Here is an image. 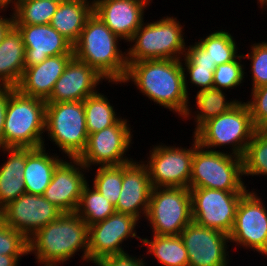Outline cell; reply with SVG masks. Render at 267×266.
I'll list each match as a JSON object with an SVG mask.
<instances>
[{"label": "cell", "instance_id": "obj_47", "mask_svg": "<svg viewBox=\"0 0 267 266\" xmlns=\"http://www.w3.org/2000/svg\"><path fill=\"white\" fill-rule=\"evenodd\" d=\"M257 130L264 135L265 137H267V120L265 122H263L258 128Z\"/></svg>", "mask_w": 267, "mask_h": 266}, {"label": "cell", "instance_id": "obj_17", "mask_svg": "<svg viewBox=\"0 0 267 266\" xmlns=\"http://www.w3.org/2000/svg\"><path fill=\"white\" fill-rule=\"evenodd\" d=\"M6 225L29 239L63 212L43 195L22 194L4 207Z\"/></svg>", "mask_w": 267, "mask_h": 266}, {"label": "cell", "instance_id": "obj_8", "mask_svg": "<svg viewBox=\"0 0 267 266\" xmlns=\"http://www.w3.org/2000/svg\"><path fill=\"white\" fill-rule=\"evenodd\" d=\"M45 132L65 158H79L88 142L84 102L47 103Z\"/></svg>", "mask_w": 267, "mask_h": 266}, {"label": "cell", "instance_id": "obj_20", "mask_svg": "<svg viewBox=\"0 0 267 266\" xmlns=\"http://www.w3.org/2000/svg\"><path fill=\"white\" fill-rule=\"evenodd\" d=\"M106 79L88 64L73 57L61 77L55 82L47 103L84 101L99 91ZM98 88V89H97Z\"/></svg>", "mask_w": 267, "mask_h": 266}, {"label": "cell", "instance_id": "obj_4", "mask_svg": "<svg viewBox=\"0 0 267 266\" xmlns=\"http://www.w3.org/2000/svg\"><path fill=\"white\" fill-rule=\"evenodd\" d=\"M45 100L23 95L9 86L3 148H40L45 145Z\"/></svg>", "mask_w": 267, "mask_h": 266}, {"label": "cell", "instance_id": "obj_2", "mask_svg": "<svg viewBox=\"0 0 267 266\" xmlns=\"http://www.w3.org/2000/svg\"><path fill=\"white\" fill-rule=\"evenodd\" d=\"M89 226L76 212H63L28 239V254L41 266H61L74 255L88 263Z\"/></svg>", "mask_w": 267, "mask_h": 266}, {"label": "cell", "instance_id": "obj_40", "mask_svg": "<svg viewBox=\"0 0 267 266\" xmlns=\"http://www.w3.org/2000/svg\"><path fill=\"white\" fill-rule=\"evenodd\" d=\"M182 66H199L204 68H216L208 53L196 42L187 45L185 55L180 59Z\"/></svg>", "mask_w": 267, "mask_h": 266}, {"label": "cell", "instance_id": "obj_22", "mask_svg": "<svg viewBox=\"0 0 267 266\" xmlns=\"http://www.w3.org/2000/svg\"><path fill=\"white\" fill-rule=\"evenodd\" d=\"M73 57L74 54L50 56L40 64L25 68L15 88L23 95L46 101L53 91L55 82Z\"/></svg>", "mask_w": 267, "mask_h": 266}, {"label": "cell", "instance_id": "obj_7", "mask_svg": "<svg viewBox=\"0 0 267 266\" xmlns=\"http://www.w3.org/2000/svg\"><path fill=\"white\" fill-rule=\"evenodd\" d=\"M243 101L240 100L228 112L203 123L192 133L198 144L213 151H218L217 147L222 149L229 146L231 151L226 152L242 158L256 130L249 108Z\"/></svg>", "mask_w": 267, "mask_h": 266}, {"label": "cell", "instance_id": "obj_45", "mask_svg": "<svg viewBox=\"0 0 267 266\" xmlns=\"http://www.w3.org/2000/svg\"><path fill=\"white\" fill-rule=\"evenodd\" d=\"M17 0H0V8H9L11 7Z\"/></svg>", "mask_w": 267, "mask_h": 266}, {"label": "cell", "instance_id": "obj_39", "mask_svg": "<svg viewBox=\"0 0 267 266\" xmlns=\"http://www.w3.org/2000/svg\"><path fill=\"white\" fill-rule=\"evenodd\" d=\"M185 78V89L188 94V83L190 86L193 85L198 87V92L202 90H206L209 88H213V74L215 68H204L199 66H182ZM188 77V80H187ZM190 81V82H188ZM200 89V90H199Z\"/></svg>", "mask_w": 267, "mask_h": 266}, {"label": "cell", "instance_id": "obj_35", "mask_svg": "<svg viewBox=\"0 0 267 266\" xmlns=\"http://www.w3.org/2000/svg\"><path fill=\"white\" fill-rule=\"evenodd\" d=\"M243 55H240L233 61L217 65L213 74V88L221 89L227 92L228 89L241 87L245 82V66L242 62ZM241 84V85H240Z\"/></svg>", "mask_w": 267, "mask_h": 266}, {"label": "cell", "instance_id": "obj_33", "mask_svg": "<svg viewBox=\"0 0 267 266\" xmlns=\"http://www.w3.org/2000/svg\"><path fill=\"white\" fill-rule=\"evenodd\" d=\"M243 175L266 176L267 178V137L255 130L242 157Z\"/></svg>", "mask_w": 267, "mask_h": 266}, {"label": "cell", "instance_id": "obj_28", "mask_svg": "<svg viewBox=\"0 0 267 266\" xmlns=\"http://www.w3.org/2000/svg\"><path fill=\"white\" fill-rule=\"evenodd\" d=\"M141 239V245L147 246L146 255H152L159 266H188V253L179 236L154 235Z\"/></svg>", "mask_w": 267, "mask_h": 266}, {"label": "cell", "instance_id": "obj_44", "mask_svg": "<svg viewBox=\"0 0 267 266\" xmlns=\"http://www.w3.org/2000/svg\"><path fill=\"white\" fill-rule=\"evenodd\" d=\"M26 255H3L0 254V266H19L21 257Z\"/></svg>", "mask_w": 267, "mask_h": 266}, {"label": "cell", "instance_id": "obj_37", "mask_svg": "<svg viewBox=\"0 0 267 266\" xmlns=\"http://www.w3.org/2000/svg\"><path fill=\"white\" fill-rule=\"evenodd\" d=\"M0 254L28 256V239L6 225L0 230Z\"/></svg>", "mask_w": 267, "mask_h": 266}, {"label": "cell", "instance_id": "obj_29", "mask_svg": "<svg viewBox=\"0 0 267 266\" xmlns=\"http://www.w3.org/2000/svg\"><path fill=\"white\" fill-rule=\"evenodd\" d=\"M83 102L88 135L114 125L122 117L116 112L117 109H114L110 99L99 91Z\"/></svg>", "mask_w": 267, "mask_h": 266}, {"label": "cell", "instance_id": "obj_16", "mask_svg": "<svg viewBox=\"0 0 267 266\" xmlns=\"http://www.w3.org/2000/svg\"><path fill=\"white\" fill-rule=\"evenodd\" d=\"M85 170V171H84ZM89 170L78 158H65L54 169L43 196L62 212H76Z\"/></svg>", "mask_w": 267, "mask_h": 266}, {"label": "cell", "instance_id": "obj_27", "mask_svg": "<svg viewBox=\"0 0 267 266\" xmlns=\"http://www.w3.org/2000/svg\"><path fill=\"white\" fill-rule=\"evenodd\" d=\"M226 93L224 90L209 88L197 92L195 97V104L197 109L193 111V106L189 107L186 116L183 118L186 120L193 119L194 121V131L193 133L205 122L215 118L223 113L228 112L232 107H234L239 99L227 100ZM193 114V115H192ZM192 116V117H191Z\"/></svg>", "mask_w": 267, "mask_h": 266}, {"label": "cell", "instance_id": "obj_23", "mask_svg": "<svg viewBox=\"0 0 267 266\" xmlns=\"http://www.w3.org/2000/svg\"><path fill=\"white\" fill-rule=\"evenodd\" d=\"M46 151L48 150L45 147L26 148L23 177L27 194L43 195L50 184L54 169L65 158Z\"/></svg>", "mask_w": 267, "mask_h": 266}, {"label": "cell", "instance_id": "obj_13", "mask_svg": "<svg viewBox=\"0 0 267 266\" xmlns=\"http://www.w3.org/2000/svg\"><path fill=\"white\" fill-rule=\"evenodd\" d=\"M254 190H248L238 203L230 244L267 256V207Z\"/></svg>", "mask_w": 267, "mask_h": 266}, {"label": "cell", "instance_id": "obj_3", "mask_svg": "<svg viewBox=\"0 0 267 266\" xmlns=\"http://www.w3.org/2000/svg\"><path fill=\"white\" fill-rule=\"evenodd\" d=\"M120 41L122 39L92 13L73 45L74 57L95 69L107 83L118 85L128 68L127 52L119 48Z\"/></svg>", "mask_w": 267, "mask_h": 266}, {"label": "cell", "instance_id": "obj_21", "mask_svg": "<svg viewBox=\"0 0 267 266\" xmlns=\"http://www.w3.org/2000/svg\"><path fill=\"white\" fill-rule=\"evenodd\" d=\"M15 26L25 45V68L40 64L50 56L74 54L73 44L50 24Z\"/></svg>", "mask_w": 267, "mask_h": 266}, {"label": "cell", "instance_id": "obj_38", "mask_svg": "<svg viewBox=\"0 0 267 266\" xmlns=\"http://www.w3.org/2000/svg\"><path fill=\"white\" fill-rule=\"evenodd\" d=\"M247 104L253 126L257 129L263 122L267 120V85L251 89Z\"/></svg>", "mask_w": 267, "mask_h": 266}, {"label": "cell", "instance_id": "obj_12", "mask_svg": "<svg viewBox=\"0 0 267 266\" xmlns=\"http://www.w3.org/2000/svg\"><path fill=\"white\" fill-rule=\"evenodd\" d=\"M192 219L196 224L230 234L241 197L247 191L189 188Z\"/></svg>", "mask_w": 267, "mask_h": 266}, {"label": "cell", "instance_id": "obj_11", "mask_svg": "<svg viewBox=\"0 0 267 266\" xmlns=\"http://www.w3.org/2000/svg\"><path fill=\"white\" fill-rule=\"evenodd\" d=\"M191 147L167 146L164 143L152 145L149 157L142 162L147 166L153 187L188 188L194 155V136ZM161 144V145H160ZM180 147V148H179Z\"/></svg>", "mask_w": 267, "mask_h": 266}, {"label": "cell", "instance_id": "obj_25", "mask_svg": "<svg viewBox=\"0 0 267 266\" xmlns=\"http://www.w3.org/2000/svg\"><path fill=\"white\" fill-rule=\"evenodd\" d=\"M92 13L91 0H64L59 3L50 25L74 45Z\"/></svg>", "mask_w": 267, "mask_h": 266}, {"label": "cell", "instance_id": "obj_24", "mask_svg": "<svg viewBox=\"0 0 267 266\" xmlns=\"http://www.w3.org/2000/svg\"><path fill=\"white\" fill-rule=\"evenodd\" d=\"M7 160L0 165V208L26 193L23 172L26 148H0Z\"/></svg>", "mask_w": 267, "mask_h": 266}, {"label": "cell", "instance_id": "obj_5", "mask_svg": "<svg viewBox=\"0 0 267 266\" xmlns=\"http://www.w3.org/2000/svg\"><path fill=\"white\" fill-rule=\"evenodd\" d=\"M178 18L163 16L144 22L128 41L127 63L144 60L181 59L186 52V35ZM185 38V39H184ZM132 45H131V44ZM130 44V45H129Z\"/></svg>", "mask_w": 267, "mask_h": 266}, {"label": "cell", "instance_id": "obj_46", "mask_svg": "<svg viewBox=\"0 0 267 266\" xmlns=\"http://www.w3.org/2000/svg\"><path fill=\"white\" fill-rule=\"evenodd\" d=\"M6 226L5 211L4 208H0V230Z\"/></svg>", "mask_w": 267, "mask_h": 266}, {"label": "cell", "instance_id": "obj_41", "mask_svg": "<svg viewBox=\"0 0 267 266\" xmlns=\"http://www.w3.org/2000/svg\"><path fill=\"white\" fill-rule=\"evenodd\" d=\"M144 255L137 256L130 255V253H122L116 255H109L104 258L98 260L95 266H148L147 262H145L146 258Z\"/></svg>", "mask_w": 267, "mask_h": 266}, {"label": "cell", "instance_id": "obj_6", "mask_svg": "<svg viewBox=\"0 0 267 266\" xmlns=\"http://www.w3.org/2000/svg\"><path fill=\"white\" fill-rule=\"evenodd\" d=\"M242 158L224 150L213 151L198 144L194 137L189 188L248 191Z\"/></svg>", "mask_w": 267, "mask_h": 266}, {"label": "cell", "instance_id": "obj_36", "mask_svg": "<svg viewBox=\"0 0 267 266\" xmlns=\"http://www.w3.org/2000/svg\"><path fill=\"white\" fill-rule=\"evenodd\" d=\"M243 58L249 60L252 88L255 89L267 85V41L254 43L247 54L242 53Z\"/></svg>", "mask_w": 267, "mask_h": 266}, {"label": "cell", "instance_id": "obj_19", "mask_svg": "<svg viewBox=\"0 0 267 266\" xmlns=\"http://www.w3.org/2000/svg\"><path fill=\"white\" fill-rule=\"evenodd\" d=\"M152 189L148 168L142 159L122 165V186L116 212L132 215L140 221L142 217L145 219Z\"/></svg>", "mask_w": 267, "mask_h": 266}, {"label": "cell", "instance_id": "obj_1", "mask_svg": "<svg viewBox=\"0 0 267 266\" xmlns=\"http://www.w3.org/2000/svg\"><path fill=\"white\" fill-rule=\"evenodd\" d=\"M184 80L180 59L144 60L128 63L126 76L119 85L131 81L151 102L183 119L191 105Z\"/></svg>", "mask_w": 267, "mask_h": 266}, {"label": "cell", "instance_id": "obj_18", "mask_svg": "<svg viewBox=\"0 0 267 266\" xmlns=\"http://www.w3.org/2000/svg\"><path fill=\"white\" fill-rule=\"evenodd\" d=\"M93 13L123 42H128L144 23L153 0H92Z\"/></svg>", "mask_w": 267, "mask_h": 266}, {"label": "cell", "instance_id": "obj_43", "mask_svg": "<svg viewBox=\"0 0 267 266\" xmlns=\"http://www.w3.org/2000/svg\"><path fill=\"white\" fill-rule=\"evenodd\" d=\"M7 11V8H0V13ZM11 17H8L6 15L1 16L0 14V44L4 40L6 34L9 32V30L15 25L14 24V16L13 12L10 13ZM6 16V17H5Z\"/></svg>", "mask_w": 267, "mask_h": 266}, {"label": "cell", "instance_id": "obj_9", "mask_svg": "<svg viewBox=\"0 0 267 266\" xmlns=\"http://www.w3.org/2000/svg\"><path fill=\"white\" fill-rule=\"evenodd\" d=\"M145 220L154 235L179 236L193 221L190 190L153 187Z\"/></svg>", "mask_w": 267, "mask_h": 266}, {"label": "cell", "instance_id": "obj_15", "mask_svg": "<svg viewBox=\"0 0 267 266\" xmlns=\"http://www.w3.org/2000/svg\"><path fill=\"white\" fill-rule=\"evenodd\" d=\"M188 253V266H229V235L191 222L180 233ZM229 243V245H227Z\"/></svg>", "mask_w": 267, "mask_h": 266}, {"label": "cell", "instance_id": "obj_42", "mask_svg": "<svg viewBox=\"0 0 267 266\" xmlns=\"http://www.w3.org/2000/svg\"><path fill=\"white\" fill-rule=\"evenodd\" d=\"M9 99V86H0V148H3V131Z\"/></svg>", "mask_w": 267, "mask_h": 266}, {"label": "cell", "instance_id": "obj_30", "mask_svg": "<svg viewBox=\"0 0 267 266\" xmlns=\"http://www.w3.org/2000/svg\"><path fill=\"white\" fill-rule=\"evenodd\" d=\"M54 0H17L11 11L15 25H47L59 6Z\"/></svg>", "mask_w": 267, "mask_h": 266}, {"label": "cell", "instance_id": "obj_26", "mask_svg": "<svg viewBox=\"0 0 267 266\" xmlns=\"http://www.w3.org/2000/svg\"><path fill=\"white\" fill-rule=\"evenodd\" d=\"M24 59L23 38L14 25L0 44V86H17L25 69Z\"/></svg>", "mask_w": 267, "mask_h": 266}, {"label": "cell", "instance_id": "obj_31", "mask_svg": "<svg viewBox=\"0 0 267 266\" xmlns=\"http://www.w3.org/2000/svg\"><path fill=\"white\" fill-rule=\"evenodd\" d=\"M233 34L223 29L215 30L200 37L197 43L208 53L212 63L216 66L235 60L240 53L238 52V45ZM239 53V54H238Z\"/></svg>", "mask_w": 267, "mask_h": 266}, {"label": "cell", "instance_id": "obj_10", "mask_svg": "<svg viewBox=\"0 0 267 266\" xmlns=\"http://www.w3.org/2000/svg\"><path fill=\"white\" fill-rule=\"evenodd\" d=\"M127 120L121 117L114 125L88 135L87 146L78 159L89 172L93 171L92 165H125L134 160L127 157L134 137Z\"/></svg>", "mask_w": 267, "mask_h": 266}, {"label": "cell", "instance_id": "obj_48", "mask_svg": "<svg viewBox=\"0 0 267 266\" xmlns=\"http://www.w3.org/2000/svg\"><path fill=\"white\" fill-rule=\"evenodd\" d=\"M257 4L258 5L260 4L258 7L260 8V6H261L262 10H263V8L264 9L267 8V0H257Z\"/></svg>", "mask_w": 267, "mask_h": 266}, {"label": "cell", "instance_id": "obj_14", "mask_svg": "<svg viewBox=\"0 0 267 266\" xmlns=\"http://www.w3.org/2000/svg\"><path fill=\"white\" fill-rule=\"evenodd\" d=\"M140 221L129 214L115 212L105 220L89 226L88 233V263H96L109 255L126 253L123 243L127 239L137 238L136 228Z\"/></svg>", "mask_w": 267, "mask_h": 266}, {"label": "cell", "instance_id": "obj_32", "mask_svg": "<svg viewBox=\"0 0 267 266\" xmlns=\"http://www.w3.org/2000/svg\"><path fill=\"white\" fill-rule=\"evenodd\" d=\"M115 212V206L89 182L84 186L76 213L88 226L105 220Z\"/></svg>", "mask_w": 267, "mask_h": 266}, {"label": "cell", "instance_id": "obj_34", "mask_svg": "<svg viewBox=\"0 0 267 266\" xmlns=\"http://www.w3.org/2000/svg\"><path fill=\"white\" fill-rule=\"evenodd\" d=\"M92 186L116 206L122 186V165L99 166Z\"/></svg>", "mask_w": 267, "mask_h": 266}]
</instances>
